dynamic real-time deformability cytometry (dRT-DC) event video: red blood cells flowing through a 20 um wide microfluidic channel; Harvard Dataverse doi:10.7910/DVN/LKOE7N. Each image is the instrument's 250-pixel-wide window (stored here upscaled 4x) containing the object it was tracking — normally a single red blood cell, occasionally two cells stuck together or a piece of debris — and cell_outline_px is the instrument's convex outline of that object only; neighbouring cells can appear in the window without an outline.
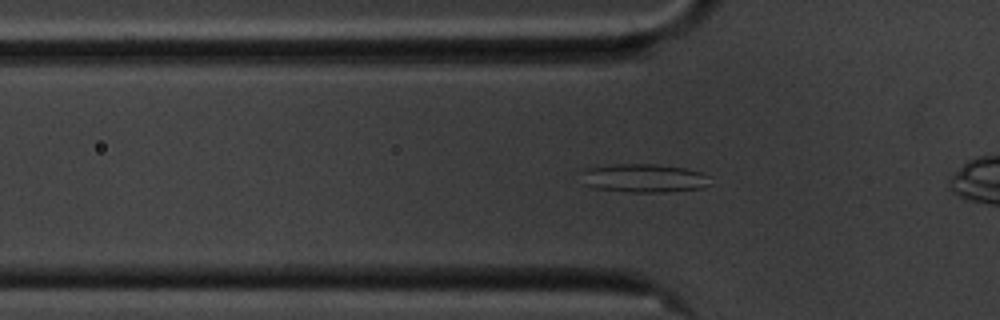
{"species": "common noctule bat (a hibernating species)", "species_latin": "Nyctalus noctula", "temperature_condition": "cold", "stored_images_in_passage": 57, "camera_frame_rate_fps": 3000, "um_per_image_px": 0.085, "animal": {"sex": "male", "body_mass_g": 20.1, "forearm_length_mm": 53.5}, "frame": {"image": 1, "passage_image": 17, "time_ms": 5.333, "image_size_px": [1000, 320], "cell_outline_px": [[712, 184], [700, 188], [664, 192], [628, 192], [596, 188], [584, 184], [580, 172], [584, 168], [616, 164], [656, 164], [684, 168], [700, 172], [712, 176]], "centroid_in_image_um": [54.75, 15.14], "position_along_channel_um": 71.1, "area_um2": 21.68}}
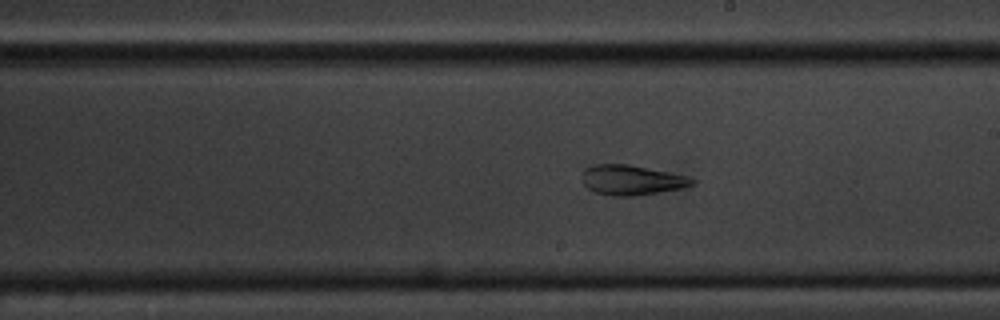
{"frame": {"image": 2, "passage_image": 31, "time_ms": 10.0, "image_size_px": [1000, 320], "cell_outline_px": [[696, 184], [680, 188], [636, 196], [612, 196], [596, 192], [588, 188], [584, 184], [584, 168], [592, 164], [628, 164], [688, 176], [696, 180]], "centroid_in_image_um": [53.71, 15.3], "position_along_channel_um": 235.3, "area_um2": 19.07}}
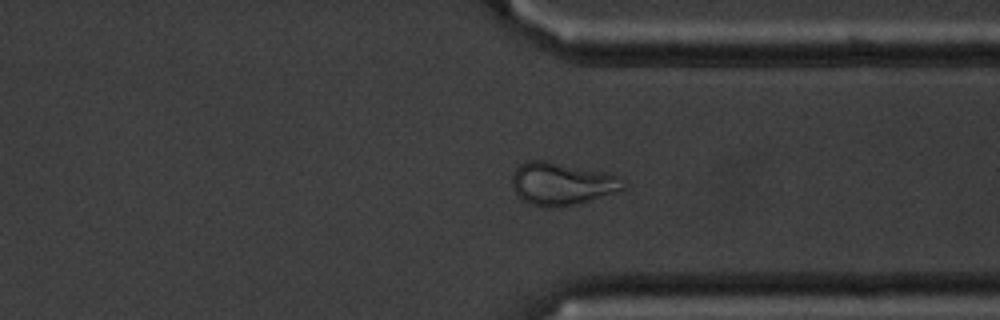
{"frame": {"image": 3, "passage_image": 42, "time_ms": 13.667, "image_size_px": [1000, 320], "cell_outline_px": [[624, 188], [580, 204], [556, 208], [544, 208], [528, 204], [512, 188], [512, 176], [516, 168], [520, 164], [528, 160], [544, 160], [604, 172], [616, 176], [624, 184]], "centroid_in_image_um": [47.68, 15.64], "position_along_channel_um": 363.7, "area_um2": 27.46}, "authors_computed_cell_mechanics": {"area_um2": 24.3916, "velocity_mm_per_s": 3.5126, "shape_relaxation_time_tau1_ms": null, "shape_relaxation_time_tau2_ms": 2.4008, "deformation_change_tau1": null, "deformation_change_tau2": 0.1101}}